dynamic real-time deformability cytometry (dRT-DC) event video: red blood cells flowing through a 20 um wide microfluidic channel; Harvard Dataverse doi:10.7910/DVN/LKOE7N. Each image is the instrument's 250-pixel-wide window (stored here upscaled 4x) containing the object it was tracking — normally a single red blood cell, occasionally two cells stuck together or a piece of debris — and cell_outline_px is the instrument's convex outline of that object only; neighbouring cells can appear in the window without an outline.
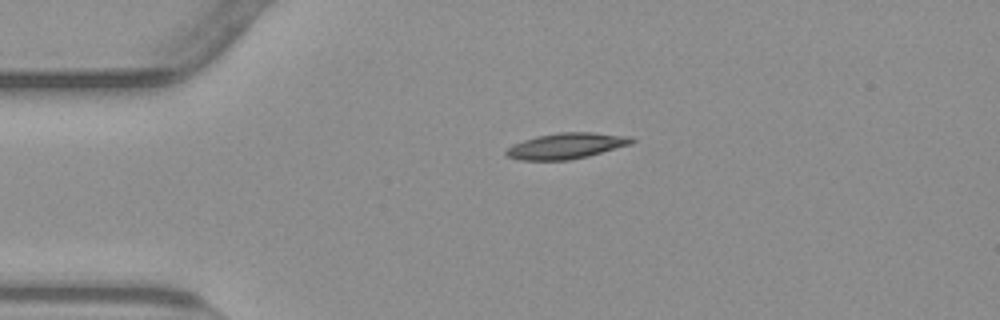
{"species": "common noctule bat (a hibernating species)", "species_latin": "Nyctalus noctula", "temperature_condition": "warm", "stored_images_in_passage": 36, "camera_frame_rate_fps": 3000, "um_per_image_px": 0.085, "animal": {"sex": "male", "body_mass_g": 23.1, "forearm_length_mm": 52.7}, "frame": {"image": 1, "passage_image": 1, "time_ms": 0.0, "image_size_px": [1000, 320], "cell_outline_px": [[636, 140], [632, 144], [588, 156], [568, 160], [520, 160], [508, 156], [504, 152], [512, 144], [536, 136], [560, 132], [592, 132], [632, 136]], "centroid_in_image_um": [48.17, 12.39], "position_along_channel_um": 36.8, "area_um2": 18.96}}
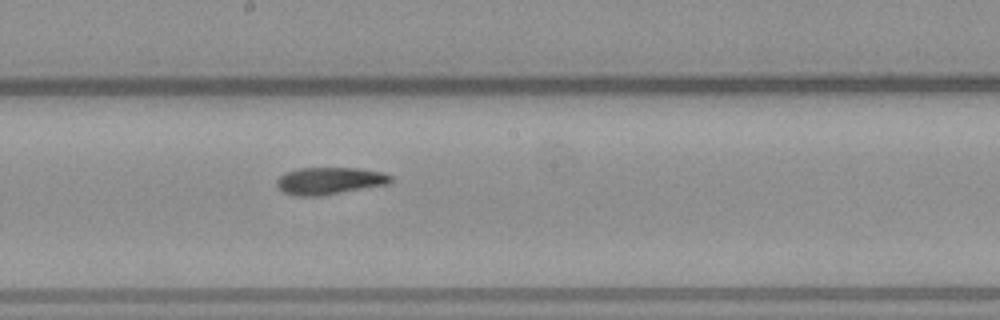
{"frame": {"image": 2, "passage_image": 18, "time_ms": 5.667, "image_size_px": [1000, 320], "cell_outline_px": [[392, 180], [388, 184], [320, 196], [296, 196], [284, 192], [276, 184], [276, 180], [280, 176], [288, 172], [300, 168], [360, 168], [384, 172], [392, 176]], "centroid_in_image_um": [28.04, 15.36], "position_along_channel_um": 220.2, "area_um2": 17.98}}
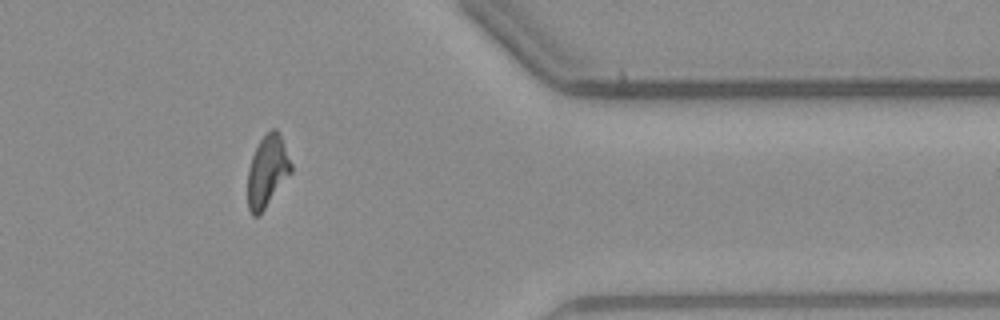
{"frame": {"image": 3, "passage_image": 33, "time_ms": 10.667, "image_size_px": [1000, 320], "cell_outline_px": [[292, 172], [264, 208], [256, 216], [252, 216], [248, 208], [248, 168], [252, 156], [260, 140], [272, 128], [276, 128], [280, 136], [292, 164]], "centroid_in_image_um": [22.71, 14.54], "position_along_channel_um": 388.7, "area_um2": 17.69}, "authors_computed_cell_mechanics": {"area_um2": 18.3515, "velocity_mm_per_s": 3.801, "shape_relaxation_time_tau1_ms": null, "shape_relaxation_time_tau2_ms": 6.3672, "deformation_change_tau1": null, "deformation_change_tau2": 0.1397}}